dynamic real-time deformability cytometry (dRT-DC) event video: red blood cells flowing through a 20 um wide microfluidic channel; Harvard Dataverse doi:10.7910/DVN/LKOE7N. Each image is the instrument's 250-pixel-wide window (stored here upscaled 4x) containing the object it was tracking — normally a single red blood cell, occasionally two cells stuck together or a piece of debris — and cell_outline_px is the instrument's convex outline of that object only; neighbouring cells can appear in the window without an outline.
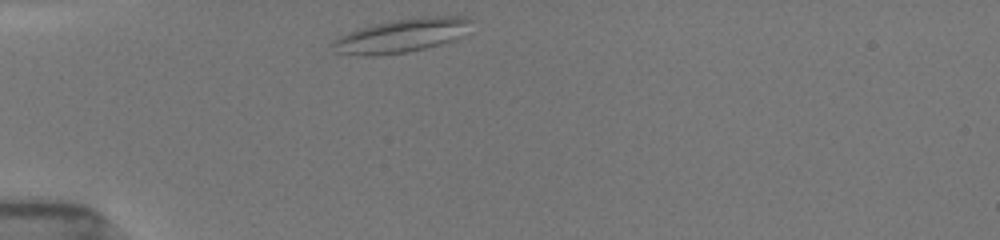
{"species": "common noctule bat (a hibernating species)", "species_latin": "Nyctalus noctula", "temperature_condition": "room temperature", "stored_images_in_passage": 13, "camera_frame_rate_fps": 3000, "um_per_image_px": 0.085, "animal": {"sex": "female", "body_mass_g": 19.5, "forearm_length_mm": 54.1}, "frame": {"image": 1, "passage_image": 1, "time_ms": 0.0, "image_size_px": [1000, 240], "cell_outline_px": [[472, 20], [464, 36], [440, 44], [408, 52], [372, 56], [360, 56], [332, 52], [332, 40], [348, 32], [372, 24], [396, 20], [424, 16], [464, 16]], "centroid_in_image_um": [34.1, 3.03], "position_along_channel_um": 50.9, "area_um2": 27.34}}
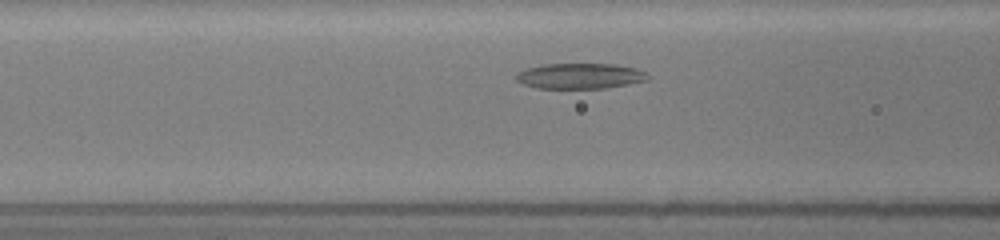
{"frame": {"image": 2, "passage_image": 8, "time_ms": 2.333, "image_size_px": [1000, 240], "cell_outline_px": [[648, 80], [628, 84], [604, 88], [536, 88], [524, 84], [516, 80], [516, 72], [524, 68], [544, 64], [616, 64], [636, 68], [648, 72]], "centroid_in_image_um": [49.3, 6.45], "position_along_channel_um": 117.3, "area_um2": 19.71}}
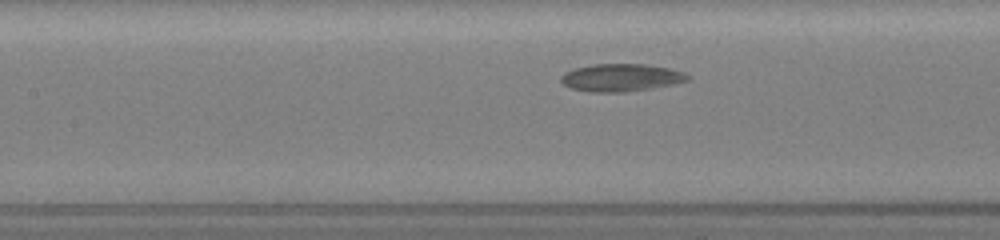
{"frame": {"image": 3, "passage_image": 11, "time_ms": 3.333, "image_size_px": [1000, 240], "cell_outline_px": [[688, 80], [672, 84], [652, 88], [624, 92], [588, 92], [572, 88], [564, 84], [560, 80], [560, 76], [564, 72], [576, 68], [592, 64], [644, 64], [668, 68], [684, 72], [688, 76]], "centroid_in_image_um": [52.75, 6.59], "position_along_channel_um": 154.7, "area_um2": 20.23}}